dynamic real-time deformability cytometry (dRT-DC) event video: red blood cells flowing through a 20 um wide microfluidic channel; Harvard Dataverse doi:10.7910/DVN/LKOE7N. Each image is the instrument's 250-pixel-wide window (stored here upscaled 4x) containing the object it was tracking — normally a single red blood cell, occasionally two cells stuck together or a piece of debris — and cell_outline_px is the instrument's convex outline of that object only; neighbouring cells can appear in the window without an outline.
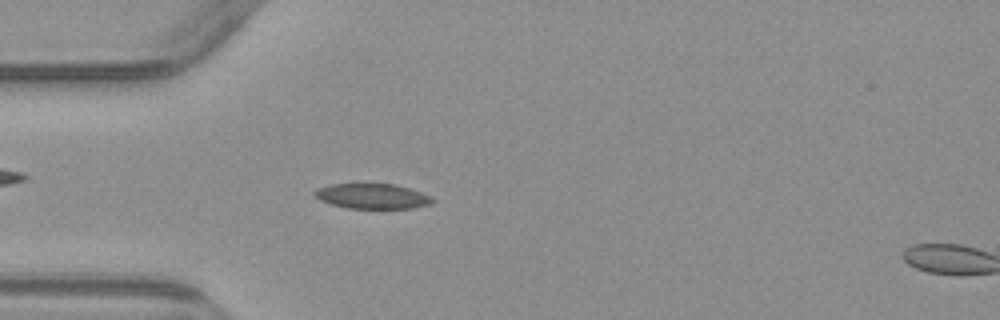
{"species": "common noctule bat (a hibernating species)", "species_latin": "Nyctalus noctula", "temperature_condition": "warm", "stored_images_in_passage": 4, "camera_frame_rate_fps": 3000, "um_per_image_px": 0.085, "animal": {"sex": "male", "body_mass_g": 23.1, "forearm_length_mm": 52.7}, "frame": {"image": 1, "passage_image": 3, "time_ms": 2.333, "image_size_px": [1000, 320], "cell_outline_px": [[436, 200], [432, 204], [412, 208], [348, 208], [332, 204], [320, 200], [312, 192], [328, 184], [396, 184], [432, 196]], "centroid_in_image_um": [31.69, 16.68], "position_along_channel_um": 53.3, "area_um2": 17.17}}